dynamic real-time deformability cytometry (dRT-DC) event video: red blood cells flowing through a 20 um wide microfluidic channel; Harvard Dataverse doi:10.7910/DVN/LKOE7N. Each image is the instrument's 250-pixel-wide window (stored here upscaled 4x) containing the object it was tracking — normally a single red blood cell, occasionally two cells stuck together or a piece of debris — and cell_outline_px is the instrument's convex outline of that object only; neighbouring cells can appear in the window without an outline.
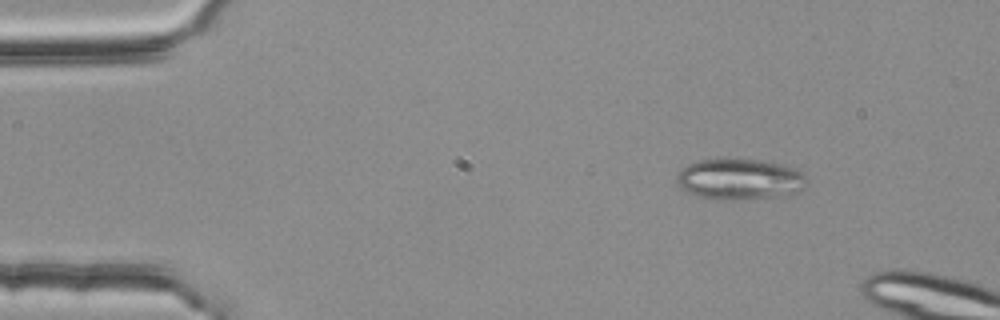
{"species": "common noctule bat (a hibernating species)", "species_latin": "Nyctalus noctula", "temperature_condition": "room temperature", "stored_images_in_passage": 43, "segment_of_instrument_passage": [1, 2], "camera_frame_rate_fps": 3000, "um_per_image_px": 0.085, "animal": {"sex": "female", "body_mass_g": 25.1}, "frame": {"image": 1, "passage_image": 1, "time_ms": 0.0, "image_size_px": [1000, 320], "cell_outline_px": [[808, 180], [804, 188], [796, 192], [748, 200], [720, 200], [700, 196], [688, 192], [680, 188], [676, 184], [676, 172], [680, 168], [696, 160], [728, 156], [772, 160], [792, 168], [800, 172]], "centroid_in_image_um": [62.8, 15.17], "position_along_channel_um": 22.2, "area_um2": 32.19}}